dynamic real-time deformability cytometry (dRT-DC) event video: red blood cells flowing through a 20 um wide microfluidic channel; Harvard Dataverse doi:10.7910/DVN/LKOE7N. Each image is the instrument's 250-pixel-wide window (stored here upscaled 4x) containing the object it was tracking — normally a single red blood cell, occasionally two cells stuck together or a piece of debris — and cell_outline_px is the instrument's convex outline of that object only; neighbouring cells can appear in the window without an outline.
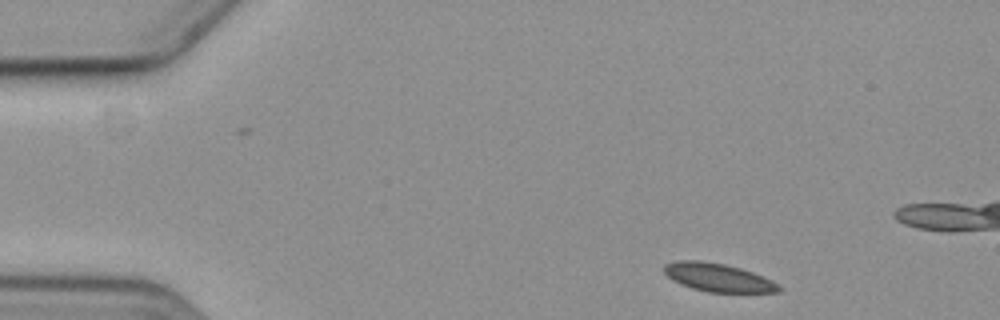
{"species": "common noctule bat (a hibernating species)", "species_latin": "Nyctalus noctula", "temperature_condition": "cold", "stored_images_in_passage": 2, "camera_frame_rate_fps": 3000, "um_per_image_px": 0.085, "animal": {"sex": "female", "body_mass_g": 19.3, "forearm_length_mm": 54.1}, "frame": {"image": 1, "passage_image": 2, "time_ms": 1.333, "image_size_px": [1000, 320], "cell_outline_px": [[784, 288], [780, 292], [708, 292], [692, 288], [680, 284], [672, 280], [664, 272], [664, 264], [676, 260], [700, 260], [724, 264], [740, 268], [764, 276], [780, 284]], "centroid_in_image_um": [61.06, 23.59], "position_along_channel_um": 23.9, "area_um2": 19.07}}